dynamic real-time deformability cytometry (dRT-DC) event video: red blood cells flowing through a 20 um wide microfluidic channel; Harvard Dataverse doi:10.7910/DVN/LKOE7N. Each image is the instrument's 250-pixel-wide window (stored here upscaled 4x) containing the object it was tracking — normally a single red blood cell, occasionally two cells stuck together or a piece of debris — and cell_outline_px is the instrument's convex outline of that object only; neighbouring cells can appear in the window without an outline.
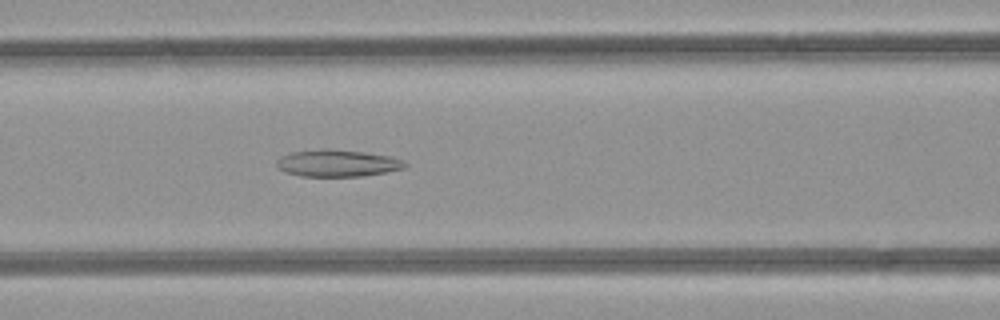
{"species": "common noctule bat (a hibernating species)", "species_latin": "Nyctalus noctula", "temperature_condition": "room temperature", "stored_images_in_passage": 37, "camera_frame_rate_fps": 3000, "um_per_image_px": 0.085, "animal": {"sex": "female", "body_mass_g": 21.9}, "frame": {"image": 1, "passage_image": 9, "time_ms": 2.667, "image_size_px": [1000, 320], "cell_outline_px": [[408, 164], [404, 168], [384, 172], [360, 176], [300, 176], [284, 172], [276, 168], [276, 160], [280, 156], [292, 152], [328, 148], [364, 152], [388, 156], [404, 160]], "centroid_in_image_um": [28.62, 13.87], "position_along_channel_um": 138.0, "area_um2": 20.17}}
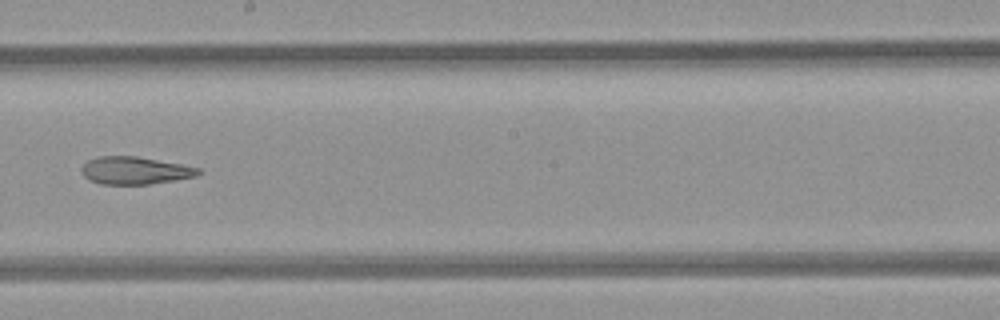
{"frame": {"image": 2, "passage_image": 16, "time_ms": 5.0, "image_size_px": [1000, 320], "cell_outline_px": [[200, 172], [196, 176], [148, 184], [100, 184], [88, 180], [80, 172], [80, 168], [88, 160], [96, 156], [136, 156], [180, 164], [200, 168]], "centroid_in_image_um": [11.39, 14.49], "position_along_channel_um": 236.8, "area_um2": 18.67}}
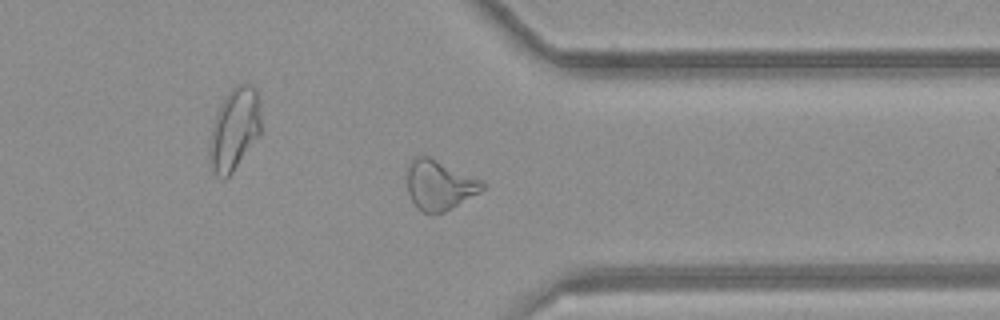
{"frame": {"image": 3, "passage_image": 26, "time_ms": 8.333, "image_size_px": [1000, 320], "cell_outline_px": [[488, 184], [480, 192], [444, 212], [424, 212], [416, 208], [408, 192], [408, 164], [416, 156], [428, 156], [484, 180]], "centroid_in_image_um": [37.39, 15.71], "position_along_channel_um": 374.0, "area_um2": 21.73}, "authors_computed_cell_mechanics": {"area_um2": 21.6172, "velocity_mm_per_s": 4.2341, "shape_relaxation_time_tau1_ms": null, "shape_relaxation_time_tau2_ms": 5.798, "deformation_change_tau1": null, "deformation_change_tau2": 0.1722}}